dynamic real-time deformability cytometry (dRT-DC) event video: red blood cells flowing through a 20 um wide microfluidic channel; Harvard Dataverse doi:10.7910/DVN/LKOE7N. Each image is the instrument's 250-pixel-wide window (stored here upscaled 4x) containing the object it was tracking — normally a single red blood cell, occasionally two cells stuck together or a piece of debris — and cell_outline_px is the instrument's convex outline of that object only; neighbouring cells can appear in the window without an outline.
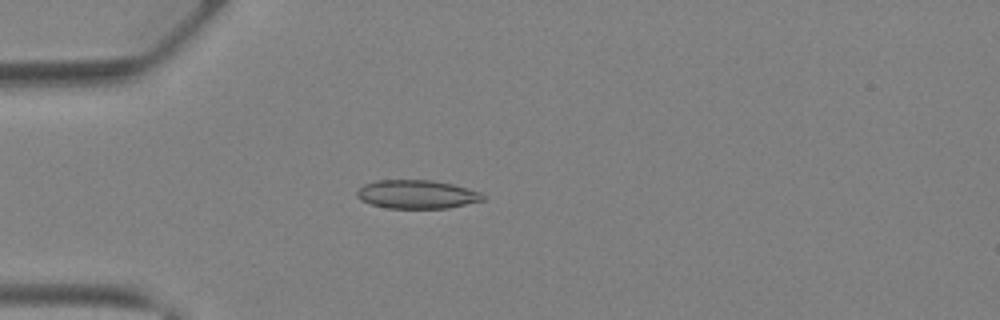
{"species": "Egyptian fruit bat (a non-hibernating species)", "species_latin": "Rousettus aegyptiacus", "temperature_condition": "warm", "stored_images_in_passage": 28, "camera_frame_rate_fps": 3000, "um_per_image_px": 0.085, "animal": {"sex": "female"}, "frame": {"image": 1, "passage_image": 4, "time_ms": 1.0, "image_size_px": [1000, 320], "cell_outline_px": [[488, 196], [484, 200], [448, 208], [388, 208], [372, 204], [360, 200], [356, 196], [356, 192], [364, 184], [376, 180], [432, 180], [452, 184], [468, 188], [480, 192]], "centroid_in_image_um": [35.45, 16.51], "position_along_channel_um": 49.5, "area_um2": 21.04}}
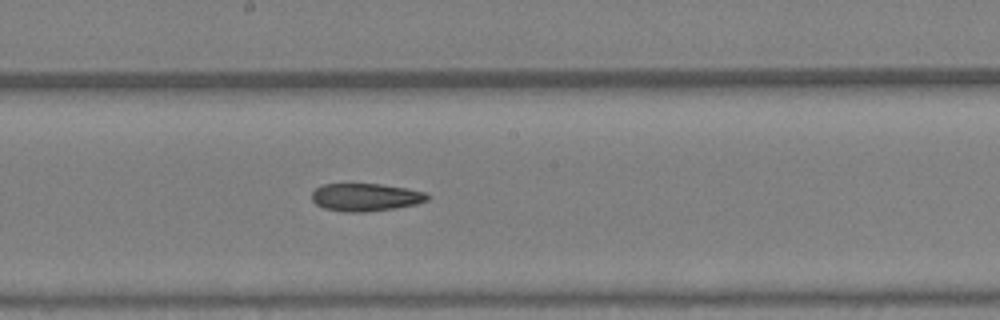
{"frame": {"image": 2, "passage_image": 15, "time_ms": 4.667, "image_size_px": [1000, 320], "cell_outline_px": [[432, 196], [428, 200], [416, 204], [396, 208], [368, 212], [344, 212], [324, 208], [316, 204], [312, 200], [312, 192], [316, 188], [324, 184], [380, 184], [408, 188], [428, 192]], "centroid_in_image_um": [31.13, 16.76], "position_along_channel_um": 217.1, "area_um2": 18.96}}
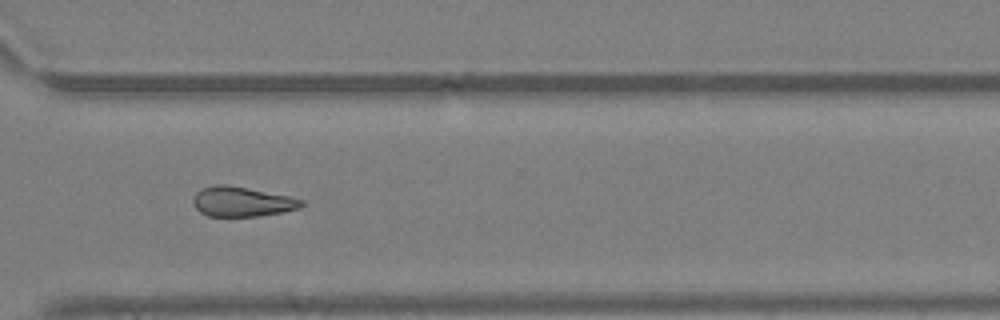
{"frame": {"image": 3, "passage_image": 23, "time_ms": 7.333, "image_size_px": [1000, 320], "cell_outline_px": [[304, 204], [300, 208], [284, 212], [256, 216], [208, 216], [200, 212], [192, 204], [192, 200], [196, 192], [200, 188], [216, 184], [228, 184], [292, 196], [304, 200]], "centroid_in_image_um": [20.57, 17.12], "position_along_channel_um": 350.0, "area_um2": 19.19}}